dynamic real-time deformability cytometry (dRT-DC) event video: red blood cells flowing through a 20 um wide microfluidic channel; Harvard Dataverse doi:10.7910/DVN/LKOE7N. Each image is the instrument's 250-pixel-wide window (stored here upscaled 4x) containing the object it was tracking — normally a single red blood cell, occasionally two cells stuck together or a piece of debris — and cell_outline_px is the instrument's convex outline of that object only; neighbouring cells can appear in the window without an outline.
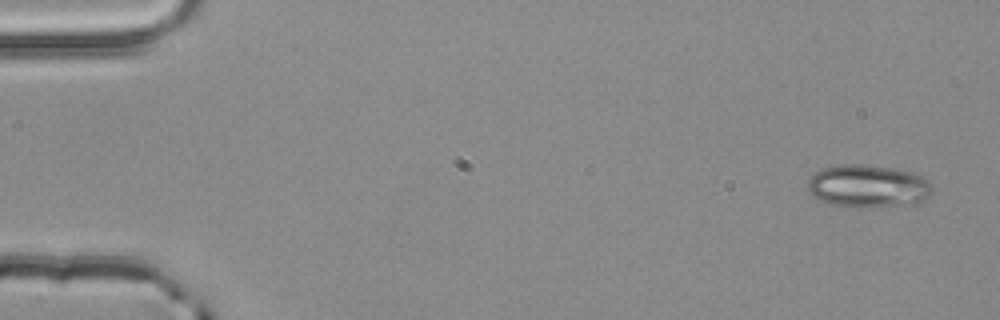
{"species": "common noctule bat (a hibernating species)", "species_latin": "Nyctalus noctula", "temperature_condition": "room temperature", "stored_images_in_passage": 4, "camera_frame_rate_fps": 3000, "um_per_image_px": 0.085, "animal": {"sex": "male", "body_mass_g": 20.4}, "frame": {"image": 1, "passage_image": 1, "time_ms": 0.0, "image_size_px": [1000, 320], "cell_outline_px": [[932, 192], [924, 200], [916, 204], [860, 208], [832, 204], [816, 196], [808, 188], [808, 180], [816, 172], [824, 168], [844, 164], [860, 164], [892, 168], [912, 172], [928, 180], [932, 188]], "centroid_in_image_um": [73.84, 15.83], "position_along_channel_um": 11.2, "area_um2": 30.69}}